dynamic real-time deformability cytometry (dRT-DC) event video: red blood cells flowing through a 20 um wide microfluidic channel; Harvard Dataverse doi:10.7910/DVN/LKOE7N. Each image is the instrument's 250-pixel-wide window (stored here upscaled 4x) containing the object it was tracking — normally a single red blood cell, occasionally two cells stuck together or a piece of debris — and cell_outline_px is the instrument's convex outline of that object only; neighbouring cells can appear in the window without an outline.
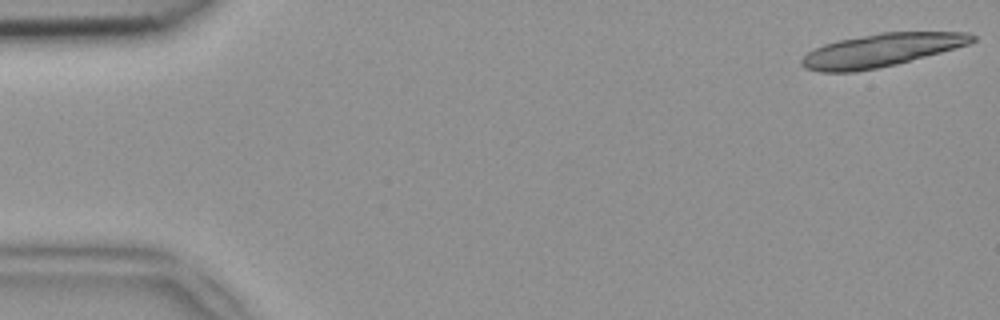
{"species": "common noctule bat (a hibernating species)", "species_latin": "Nyctalus noctula", "temperature_condition": "room temperature", "stored_images_in_passage": 16, "camera_frame_rate_fps": 3000, "um_per_image_px": 0.085, "animal": {"sex": "female", "body_mass_g": 18.4}, "frame": {"image": 1, "passage_image": 1, "time_ms": 0.0, "image_size_px": [1000, 320], "cell_outline_px": [[976, 40], [968, 44], [940, 52], [896, 64], [856, 72], [820, 72], [804, 68], [800, 64], [800, 60], [808, 52], [824, 44], [836, 40], [880, 32], [968, 32], [976, 36]], "centroid_in_image_um": [74.86, 4.26], "position_along_channel_um": 10.1, "area_um2": 32.77}}